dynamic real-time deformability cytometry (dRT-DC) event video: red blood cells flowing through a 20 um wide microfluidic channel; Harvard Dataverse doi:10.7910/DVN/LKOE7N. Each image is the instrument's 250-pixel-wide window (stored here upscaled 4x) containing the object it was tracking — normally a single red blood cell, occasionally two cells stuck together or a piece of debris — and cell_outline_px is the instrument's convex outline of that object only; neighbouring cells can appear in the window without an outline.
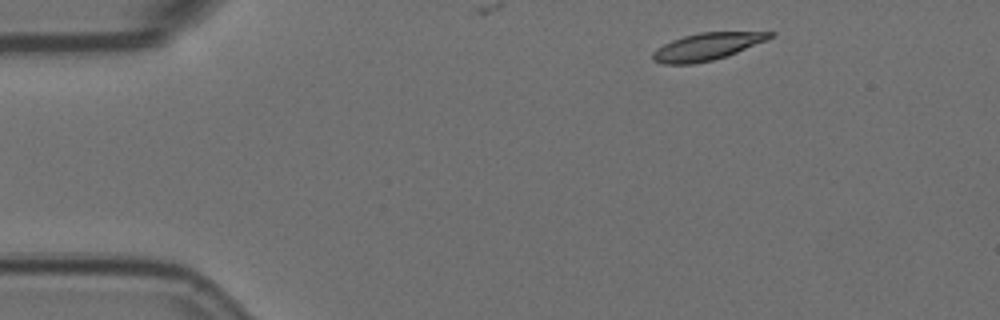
{"species": "Egyptian fruit bat (a non-hibernating species)", "species_latin": "Rousettus aegyptiacus", "temperature_condition": "room temperature", "stored_images_in_passage": 6, "camera_frame_rate_fps": 3000, "um_per_image_px": 0.085, "animal": {"sex": "female"}, "frame": {"image": 1, "passage_image": 1, "time_ms": 0.0, "image_size_px": [1000, 320], "cell_outline_px": [[776, 36], [768, 40], [736, 52], [712, 60], [692, 64], [664, 64], [652, 60], [652, 52], [656, 48], [672, 40], [684, 36], [700, 32], [776, 32]], "centroid_in_image_um": [60.09, 3.95], "position_along_channel_um": 24.9, "area_um2": 18.5}}
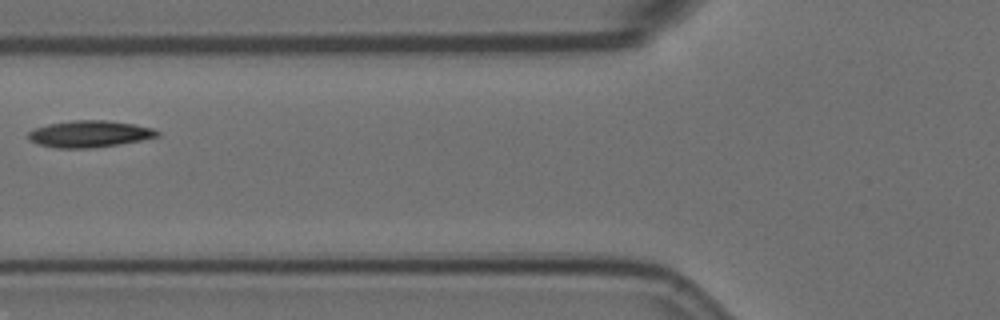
{"frame": {"image": 2, "passage_image": 4, "time_ms": 1.0, "image_size_px": [1000, 320], "cell_outline_px": [[160, 136], [120, 144], [92, 148], [56, 148], [36, 144], [28, 140], [28, 132], [36, 128], [48, 124], [72, 120], [108, 120], [132, 124], [152, 128], [160, 132]], "centroid_in_image_um": [7.58, 11.39], "position_along_channel_um": 118.2, "area_um2": 20.11}}
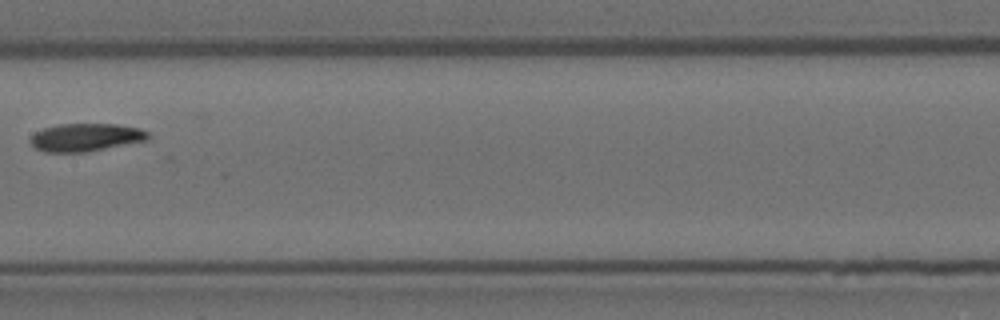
{"frame": {"image": 3, "passage_image": 6, "time_ms": 1.667, "image_size_px": [1000, 320], "cell_outline_px": [[152, 136], [148, 140], [88, 152], [44, 152], [36, 148], [28, 140], [36, 132], [44, 128], [60, 124], [120, 124], [140, 128], [148, 132]], "centroid_in_image_um": [7.34, 11.67], "position_along_channel_um": 200.1, "area_um2": 19.31}}